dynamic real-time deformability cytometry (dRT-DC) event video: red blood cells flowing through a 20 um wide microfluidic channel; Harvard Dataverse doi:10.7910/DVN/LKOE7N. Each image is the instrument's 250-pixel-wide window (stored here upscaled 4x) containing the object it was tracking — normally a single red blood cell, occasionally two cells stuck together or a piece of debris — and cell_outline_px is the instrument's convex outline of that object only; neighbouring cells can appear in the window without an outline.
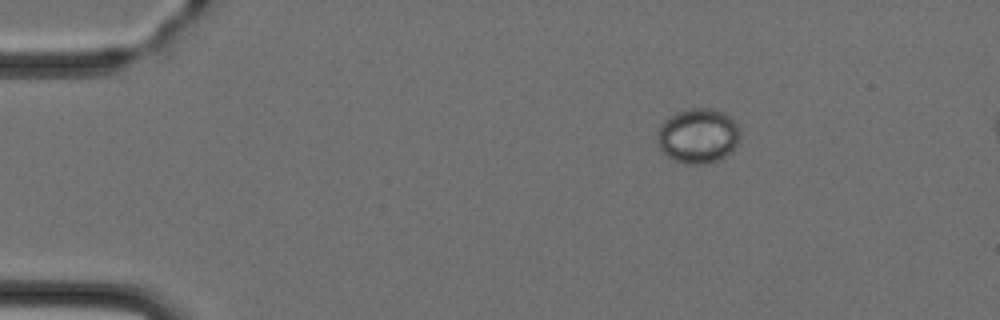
{"species": "Egyptian fruit bat (a non-hibernating species)", "species_latin": "Rousettus aegyptiacus", "temperature_condition": "cold", "stored_images_in_passage": 5, "camera_frame_rate_fps": 3000, "um_per_image_px": 0.085, "animal": {"sex": "female"}, "frame": {"image": 1, "passage_image": 1, "time_ms": 0.0, "image_size_px": [1000, 320], "cell_outline_px": [[740, 136], [736, 144], [720, 160], [704, 164], [684, 164], [660, 152], [656, 136], [660, 124], [664, 120], [676, 112], [688, 108], [712, 108], [724, 112], [736, 120], [740, 128]], "centroid_in_image_um": [59.32, 11.52], "position_along_channel_um": 25.7, "area_um2": 26.82}}
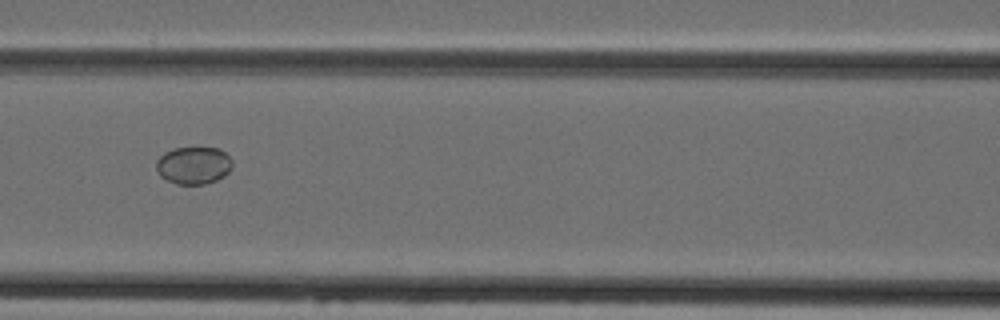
{"frame": {"image": 2, "passage_image": 5, "time_ms": 4.667, "image_size_px": [1000, 320], "cell_outline_px": [[232, 168], [224, 176], [216, 180], [204, 184], [176, 184], [160, 176], [156, 168], [156, 160], [164, 152], [172, 148], [220, 148], [232, 160]], "centroid_in_image_um": [16.44, 14.05], "position_along_channel_um": 150.2, "area_um2": 16.65}}